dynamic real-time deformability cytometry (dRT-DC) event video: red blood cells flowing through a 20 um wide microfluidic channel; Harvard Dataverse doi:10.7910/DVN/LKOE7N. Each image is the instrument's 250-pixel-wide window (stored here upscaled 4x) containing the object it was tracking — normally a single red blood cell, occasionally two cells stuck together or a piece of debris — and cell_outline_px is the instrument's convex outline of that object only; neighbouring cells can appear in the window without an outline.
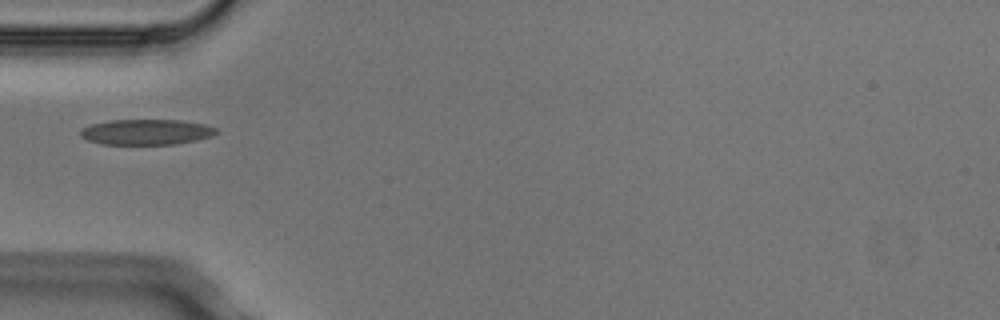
{"species": "Egyptian fruit bat (a non-hibernating species)", "species_latin": "Rousettus aegyptiacus", "temperature_condition": "cold", "stored_images_in_passage": 2, "camera_frame_rate_fps": 3000, "um_per_image_px": 0.085, "animal": {"sex": "male"}, "frame": {"image": 1, "passage_image": 1, "time_ms": 0.0, "image_size_px": [1000, 320], "cell_outline_px": [[220, 132], [212, 136], [196, 140], [176, 144], [100, 144], [88, 140], [80, 136], [80, 128], [92, 124], [112, 120], [180, 120], [204, 124], [216, 128]], "centroid_in_image_um": [12.44, 11.22], "position_along_channel_um": 72.6, "area_um2": 20.23}}
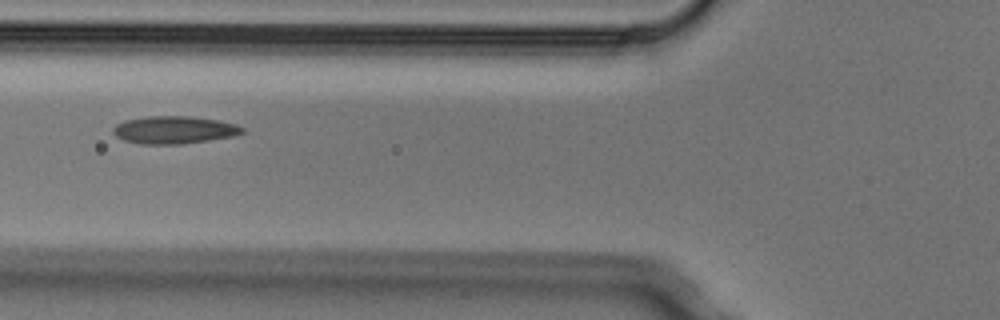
{"frame": {"image": 2, "passage_image": 2, "time_ms": 0.333, "image_size_px": [1000, 320], "cell_outline_px": [[244, 132], [232, 136], [208, 140], [180, 144], [140, 144], [124, 140], [116, 136], [112, 132], [112, 128], [116, 124], [124, 120], [144, 116], [188, 116], [220, 120], [236, 124], [244, 128]], "centroid_in_image_um": [14.77, 11.03], "position_along_channel_um": 111.0, "area_um2": 20.87}}